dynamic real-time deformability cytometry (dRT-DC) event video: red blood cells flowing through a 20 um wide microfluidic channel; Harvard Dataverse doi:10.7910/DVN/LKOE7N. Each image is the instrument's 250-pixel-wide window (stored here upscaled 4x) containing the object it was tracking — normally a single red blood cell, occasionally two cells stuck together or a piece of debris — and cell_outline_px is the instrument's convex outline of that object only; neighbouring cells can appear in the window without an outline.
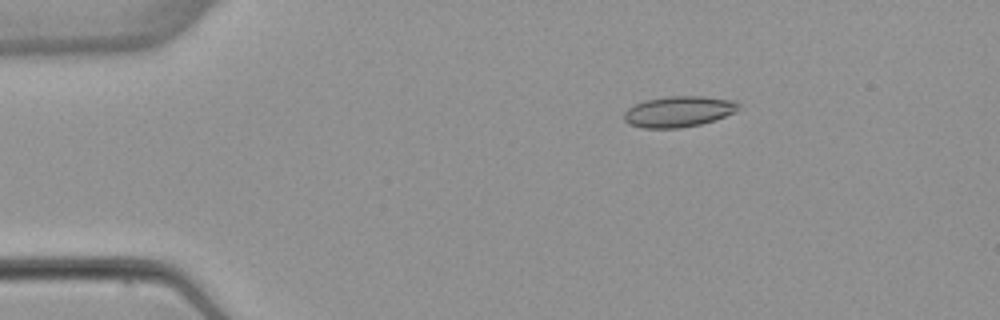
{"species": "common noctule bat (a hibernating species)", "species_latin": "Nyctalus noctula", "temperature_condition": "warm", "stored_images_in_passage": 4, "camera_frame_rate_fps": 3000, "um_per_image_px": 0.085, "animal": {"sex": "female", "body_mass_g": 22.7, "forearm_length_mm": 54.2}, "frame": {"image": 1, "passage_image": 3, "time_ms": 2.667, "image_size_px": [1000, 320], "cell_outline_px": [[740, 108], [736, 112], [716, 120], [700, 124], [680, 128], [640, 128], [628, 124], [624, 120], [624, 112], [628, 108], [644, 100], [668, 96], [704, 96], [736, 100], [740, 104]], "centroid_in_image_um": [57.71, 9.48], "position_along_channel_um": 27.3, "area_um2": 20.92}}
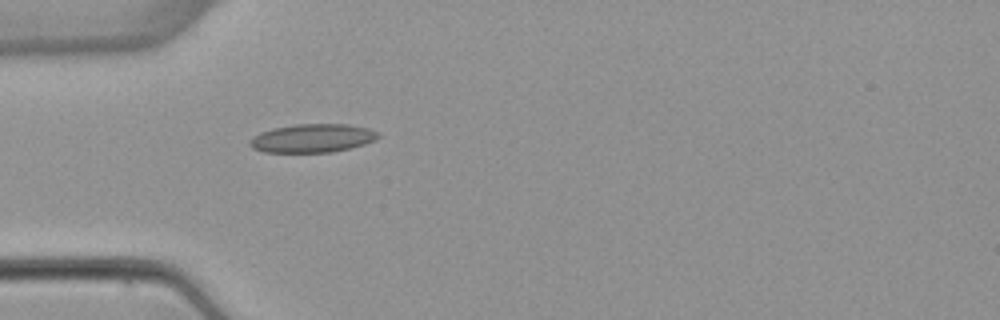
{"frame": {"image": 2, "passage_image": 4, "time_ms": 5.0, "image_size_px": [1000, 320], "cell_outline_px": [[380, 136], [376, 140], [364, 144], [332, 152], [264, 152], [252, 148], [248, 144], [248, 140], [252, 136], [260, 132], [272, 128], [296, 124], [348, 124], [368, 128], [380, 132]], "centroid_in_image_um": [26.54, 11.74], "position_along_channel_um": 58.5, "area_um2": 21.5}}